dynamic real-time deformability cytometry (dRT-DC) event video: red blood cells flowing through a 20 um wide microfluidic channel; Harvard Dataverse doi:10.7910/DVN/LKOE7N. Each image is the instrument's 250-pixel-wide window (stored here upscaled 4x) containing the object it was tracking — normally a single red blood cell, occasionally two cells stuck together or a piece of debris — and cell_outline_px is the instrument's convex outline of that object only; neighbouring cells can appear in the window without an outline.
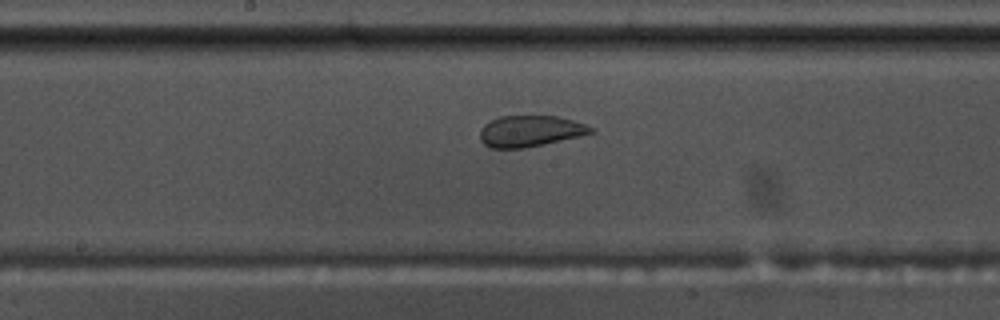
{"species": "common noctule bat (a hibernating species)", "species_latin": "Nyctalus noctula", "temperature_condition": "warm", "stored_images_in_passage": 40, "camera_frame_rate_fps": 3000, "um_per_image_px": 0.085, "animal": {"sex": "male", "body_mass_g": 17.5, "forearm_length_mm": 52.3}, "frame": {"image": 1, "passage_image": 14, "time_ms": 4.333, "image_size_px": [1000, 320], "cell_outline_px": [[596, 132], [580, 136], [544, 144], [524, 148], [488, 148], [480, 140], [480, 128], [484, 124], [500, 116], [556, 116], [572, 120], [584, 124], [592, 128]], "centroid_in_image_um": [45.03, 11.15], "position_along_channel_um": 203.2, "area_um2": 20.11}}
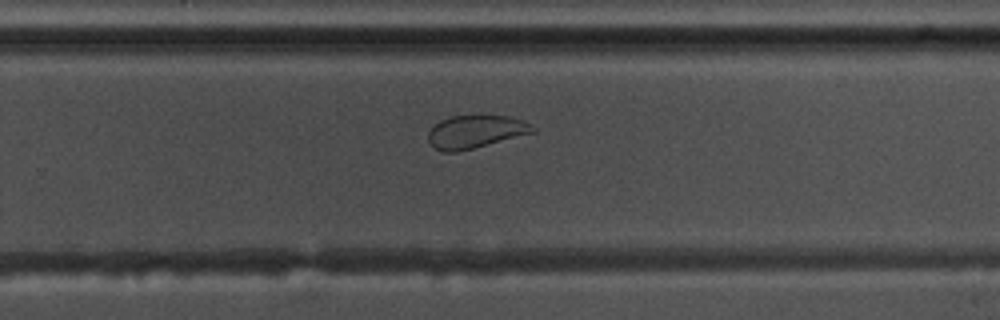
{"frame": {"image": 2, "passage_image": 21, "time_ms": 6.667, "image_size_px": [1000, 320], "cell_outline_px": [[536, 132], [456, 152], [440, 152], [428, 140], [428, 132], [440, 120], [452, 116], [508, 116], [532, 124], [536, 128]], "centroid_in_image_um": [40.42, 11.2], "position_along_channel_um": 289.4, "area_um2": 19.77}}
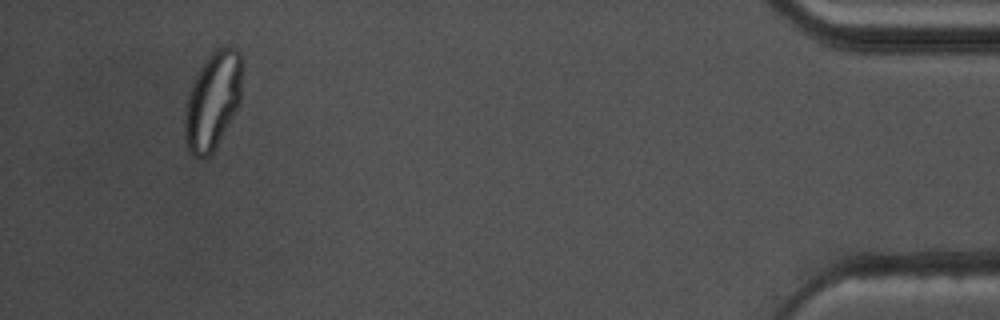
{"frame": {"image": 3, "passage_image": 37, "time_ms": 12.0, "image_size_px": [1000, 320], "cell_outline_px": [[240, 100], [232, 116], [212, 152], [208, 156], [192, 156], [188, 148], [184, 136], [184, 116], [188, 96], [192, 84], [200, 68], [208, 56], [216, 48], [224, 44], [228, 44], [236, 48], [240, 52]], "centroid_in_image_um": [18.06, 8.51], "position_along_channel_um": 417.1, "area_um2": 31.91}}